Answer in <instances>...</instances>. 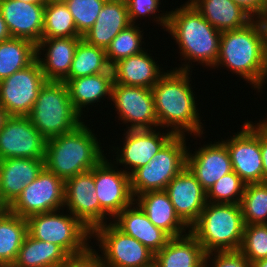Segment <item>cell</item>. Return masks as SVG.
I'll list each match as a JSON object with an SVG mask.
<instances>
[{
    "mask_svg": "<svg viewBox=\"0 0 267 267\" xmlns=\"http://www.w3.org/2000/svg\"><path fill=\"white\" fill-rule=\"evenodd\" d=\"M185 135H174L148 164L130 174L134 199L145 192L165 190L168 183L186 167Z\"/></svg>",
    "mask_w": 267,
    "mask_h": 267,
    "instance_id": "obj_8",
    "label": "cell"
},
{
    "mask_svg": "<svg viewBox=\"0 0 267 267\" xmlns=\"http://www.w3.org/2000/svg\"><path fill=\"white\" fill-rule=\"evenodd\" d=\"M93 236L100 242L103 255L99 256L105 267H150L154 264V253L119 230L112 221L96 227Z\"/></svg>",
    "mask_w": 267,
    "mask_h": 267,
    "instance_id": "obj_9",
    "label": "cell"
},
{
    "mask_svg": "<svg viewBox=\"0 0 267 267\" xmlns=\"http://www.w3.org/2000/svg\"><path fill=\"white\" fill-rule=\"evenodd\" d=\"M260 149L263 164V183H267V124L260 121Z\"/></svg>",
    "mask_w": 267,
    "mask_h": 267,
    "instance_id": "obj_43",
    "label": "cell"
},
{
    "mask_svg": "<svg viewBox=\"0 0 267 267\" xmlns=\"http://www.w3.org/2000/svg\"><path fill=\"white\" fill-rule=\"evenodd\" d=\"M36 59V45L27 39L11 37L0 42V81L30 65Z\"/></svg>",
    "mask_w": 267,
    "mask_h": 267,
    "instance_id": "obj_32",
    "label": "cell"
},
{
    "mask_svg": "<svg viewBox=\"0 0 267 267\" xmlns=\"http://www.w3.org/2000/svg\"><path fill=\"white\" fill-rule=\"evenodd\" d=\"M252 267H267V258L260 259L252 263Z\"/></svg>",
    "mask_w": 267,
    "mask_h": 267,
    "instance_id": "obj_48",
    "label": "cell"
},
{
    "mask_svg": "<svg viewBox=\"0 0 267 267\" xmlns=\"http://www.w3.org/2000/svg\"><path fill=\"white\" fill-rule=\"evenodd\" d=\"M164 191L176 214L190 228L207 203V191L187 167L168 183Z\"/></svg>",
    "mask_w": 267,
    "mask_h": 267,
    "instance_id": "obj_17",
    "label": "cell"
},
{
    "mask_svg": "<svg viewBox=\"0 0 267 267\" xmlns=\"http://www.w3.org/2000/svg\"><path fill=\"white\" fill-rule=\"evenodd\" d=\"M213 259L211 256H213ZM213 260L212 267H252L245 256L238 251H214L205 254V263Z\"/></svg>",
    "mask_w": 267,
    "mask_h": 267,
    "instance_id": "obj_40",
    "label": "cell"
},
{
    "mask_svg": "<svg viewBox=\"0 0 267 267\" xmlns=\"http://www.w3.org/2000/svg\"><path fill=\"white\" fill-rule=\"evenodd\" d=\"M189 64H182L183 67L169 72L167 70L151 89L159 127L170 126V131L175 135H185L188 131V134L200 137L204 133L189 84Z\"/></svg>",
    "mask_w": 267,
    "mask_h": 267,
    "instance_id": "obj_1",
    "label": "cell"
},
{
    "mask_svg": "<svg viewBox=\"0 0 267 267\" xmlns=\"http://www.w3.org/2000/svg\"><path fill=\"white\" fill-rule=\"evenodd\" d=\"M44 159L8 158L0 160V203L8 208L23 189L44 168Z\"/></svg>",
    "mask_w": 267,
    "mask_h": 267,
    "instance_id": "obj_21",
    "label": "cell"
},
{
    "mask_svg": "<svg viewBox=\"0 0 267 267\" xmlns=\"http://www.w3.org/2000/svg\"><path fill=\"white\" fill-rule=\"evenodd\" d=\"M131 24L125 2L107 0L94 25L82 36L89 45L107 49L111 41Z\"/></svg>",
    "mask_w": 267,
    "mask_h": 267,
    "instance_id": "obj_24",
    "label": "cell"
},
{
    "mask_svg": "<svg viewBox=\"0 0 267 267\" xmlns=\"http://www.w3.org/2000/svg\"><path fill=\"white\" fill-rule=\"evenodd\" d=\"M255 19H257L263 26L267 23V0H264L263 7Z\"/></svg>",
    "mask_w": 267,
    "mask_h": 267,
    "instance_id": "obj_46",
    "label": "cell"
},
{
    "mask_svg": "<svg viewBox=\"0 0 267 267\" xmlns=\"http://www.w3.org/2000/svg\"><path fill=\"white\" fill-rule=\"evenodd\" d=\"M124 144L115 153L116 162L127 166L130 175L137 168L148 164L152 157L175 135L169 131L167 133L156 132L155 129H139L126 131ZM165 134V135H164ZM129 165V166H128ZM129 167V169H128Z\"/></svg>",
    "mask_w": 267,
    "mask_h": 267,
    "instance_id": "obj_19",
    "label": "cell"
},
{
    "mask_svg": "<svg viewBox=\"0 0 267 267\" xmlns=\"http://www.w3.org/2000/svg\"><path fill=\"white\" fill-rule=\"evenodd\" d=\"M159 66L146 50L142 51L116 62L111 67L113 82L151 89L165 73Z\"/></svg>",
    "mask_w": 267,
    "mask_h": 267,
    "instance_id": "obj_25",
    "label": "cell"
},
{
    "mask_svg": "<svg viewBox=\"0 0 267 267\" xmlns=\"http://www.w3.org/2000/svg\"><path fill=\"white\" fill-rule=\"evenodd\" d=\"M82 37L75 21L63 0H50L44 9L42 39Z\"/></svg>",
    "mask_w": 267,
    "mask_h": 267,
    "instance_id": "obj_34",
    "label": "cell"
},
{
    "mask_svg": "<svg viewBox=\"0 0 267 267\" xmlns=\"http://www.w3.org/2000/svg\"><path fill=\"white\" fill-rule=\"evenodd\" d=\"M28 234L27 220L5 208L0 213V267H11Z\"/></svg>",
    "mask_w": 267,
    "mask_h": 267,
    "instance_id": "obj_31",
    "label": "cell"
},
{
    "mask_svg": "<svg viewBox=\"0 0 267 267\" xmlns=\"http://www.w3.org/2000/svg\"><path fill=\"white\" fill-rule=\"evenodd\" d=\"M134 204L135 202L117 214L113 218V224L155 254L165 247L171 237L153 225L139 205L136 203V206H133Z\"/></svg>",
    "mask_w": 267,
    "mask_h": 267,
    "instance_id": "obj_23",
    "label": "cell"
},
{
    "mask_svg": "<svg viewBox=\"0 0 267 267\" xmlns=\"http://www.w3.org/2000/svg\"><path fill=\"white\" fill-rule=\"evenodd\" d=\"M81 40L82 37L48 38L36 44V59L47 81L63 82L68 77L76 47ZM44 49L46 59H41L40 50Z\"/></svg>",
    "mask_w": 267,
    "mask_h": 267,
    "instance_id": "obj_22",
    "label": "cell"
},
{
    "mask_svg": "<svg viewBox=\"0 0 267 267\" xmlns=\"http://www.w3.org/2000/svg\"><path fill=\"white\" fill-rule=\"evenodd\" d=\"M109 1H120V2H127L128 0H109Z\"/></svg>",
    "mask_w": 267,
    "mask_h": 267,
    "instance_id": "obj_52",
    "label": "cell"
},
{
    "mask_svg": "<svg viewBox=\"0 0 267 267\" xmlns=\"http://www.w3.org/2000/svg\"><path fill=\"white\" fill-rule=\"evenodd\" d=\"M245 225L267 224V183H248L240 203Z\"/></svg>",
    "mask_w": 267,
    "mask_h": 267,
    "instance_id": "obj_35",
    "label": "cell"
},
{
    "mask_svg": "<svg viewBox=\"0 0 267 267\" xmlns=\"http://www.w3.org/2000/svg\"><path fill=\"white\" fill-rule=\"evenodd\" d=\"M112 165L104 157L94 167L95 193L100 207L109 215V218L115 217L135 202L128 171H115L117 167L114 169Z\"/></svg>",
    "mask_w": 267,
    "mask_h": 267,
    "instance_id": "obj_16",
    "label": "cell"
},
{
    "mask_svg": "<svg viewBox=\"0 0 267 267\" xmlns=\"http://www.w3.org/2000/svg\"><path fill=\"white\" fill-rule=\"evenodd\" d=\"M158 15V20L154 21L174 37L185 62L193 60L214 67L219 56L221 32L209 24L189 1L174 11Z\"/></svg>",
    "mask_w": 267,
    "mask_h": 267,
    "instance_id": "obj_3",
    "label": "cell"
},
{
    "mask_svg": "<svg viewBox=\"0 0 267 267\" xmlns=\"http://www.w3.org/2000/svg\"><path fill=\"white\" fill-rule=\"evenodd\" d=\"M100 73H113L107 62L105 49L89 45L82 39L76 47L66 79H76Z\"/></svg>",
    "mask_w": 267,
    "mask_h": 267,
    "instance_id": "obj_33",
    "label": "cell"
},
{
    "mask_svg": "<svg viewBox=\"0 0 267 267\" xmlns=\"http://www.w3.org/2000/svg\"><path fill=\"white\" fill-rule=\"evenodd\" d=\"M265 124H267V118H266V120H262Z\"/></svg>",
    "mask_w": 267,
    "mask_h": 267,
    "instance_id": "obj_54",
    "label": "cell"
},
{
    "mask_svg": "<svg viewBox=\"0 0 267 267\" xmlns=\"http://www.w3.org/2000/svg\"><path fill=\"white\" fill-rule=\"evenodd\" d=\"M245 186L246 183L232 171L218 179L207 190V202L240 205Z\"/></svg>",
    "mask_w": 267,
    "mask_h": 267,
    "instance_id": "obj_37",
    "label": "cell"
},
{
    "mask_svg": "<svg viewBox=\"0 0 267 267\" xmlns=\"http://www.w3.org/2000/svg\"><path fill=\"white\" fill-rule=\"evenodd\" d=\"M160 4V0H128L126 5L131 24H134L138 17L156 15Z\"/></svg>",
    "mask_w": 267,
    "mask_h": 267,
    "instance_id": "obj_41",
    "label": "cell"
},
{
    "mask_svg": "<svg viewBox=\"0 0 267 267\" xmlns=\"http://www.w3.org/2000/svg\"><path fill=\"white\" fill-rule=\"evenodd\" d=\"M143 31L135 24H130L127 28L123 29L110 43L105 50L106 59L110 67L116 62L138 54L144 50L142 46Z\"/></svg>",
    "mask_w": 267,
    "mask_h": 267,
    "instance_id": "obj_36",
    "label": "cell"
},
{
    "mask_svg": "<svg viewBox=\"0 0 267 267\" xmlns=\"http://www.w3.org/2000/svg\"><path fill=\"white\" fill-rule=\"evenodd\" d=\"M87 125L47 140L44 166L64 181L91 170L104 157V150Z\"/></svg>",
    "mask_w": 267,
    "mask_h": 267,
    "instance_id": "obj_4",
    "label": "cell"
},
{
    "mask_svg": "<svg viewBox=\"0 0 267 267\" xmlns=\"http://www.w3.org/2000/svg\"><path fill=\"white\" fill-rule=\"evenodd\" d=\"M64 206L90 231L105 224L109 216L95 193L94 167L65 180ZM107 215V216H106Z\"/></svg>",
    "mask_w": 267,
    "mask_h": 267,
    "instance_id": "obj_14",
    "label": "cell"
},
{
    "mask_svg": "<svg viewBox=\"0 0 267 267\" xmlns=\"http://www.w3.org/2000/svg\"><path fill=\"white\" fill-rule=\"evenodd\" d=\"M74 18L77 32L83 36L96 22L107 0H63Z\"/></svg>",
    "mask_w": 267,
    "mask_h": 267,
    "instance_id": "obj_39",
    "label": "cell"
},
{
    "mask_svg": "<svg viewBox=\"0 0 267 267\" xmlns=\"http://www.w3.org/2000/svg\"><path fill=\"white\" fill-rule=\"evenodd\" d=\"M239 251L251 264L267 258V224L245 225Z\"/></svg>",
    "mask_w": 267,
    "mask_h": 267,
    "instance_id": "obj_38",
    "label": "cell"
},
{
    "mask_svg": "<svg viewBox=\"0 0 267 267\" xmlns=\"http://www.w3.org/2000/svg\"><path fill=\"white\" fill-rule=\"evenodd\" d=\"M27 117L46 140L69 133L83 123L72 105L66 83L56 81L42 86Z\"/></svg>",
    "mask_w": 267,
    "mask_h": 267,
    "instance_id": "obj_6",
    "label": "cell"
},
{
    "mask_svg": "<svg viewBox=\"0 0 267 267\" xmlns=\"http://www.w3.org/2000/svg\"><path fill=\"white\" fill-rule=\"evenodd\" d=\"M46 82L35 59L27 67L0 81V105L8 116H27Z\"/></svg>",
    "mask_w": 267,
    "mask_h": 267,
    "instance_id": "obj_11",
    "label": "cell"
},
{
    "mask_svg": "<svg viewBox=\"0 0 267 267\" xmlns=\"http://www.w3.org/2000/svg\"><path fill=\"white\" fill-rule=\"evenodd\" d=\"M208 265H210V264H208V263H204V267H209Z\"/></svg>",
    "mask_w": 267,
    "mask_h": 267,
    "instance_id": "obj_53",
    "label": "cell"
},
{
    "mask_svg": "<svg viewBox=\"0 0 267 267\" xmlns=\"http://www.w3.org/2000/svg\"><path fill=\"white\" fill-rule=\"evenodd\" d=\"M8 117L5 109L0 105V129L5 121V119Z\"/></svg>",
    "mask_w": 267,
    "mask_h": 267,
    "instance_id": "obj_47",
    "label": "cell"
},
{
    "mask_svg": "<svg viewBox=\"0 0 267 267\" xmlns=\"http://www.w3.org/2000/svg\"><path fill=\"white\" fill-rule=\"evenodd\" d=\"M46 143L27 116H8L0 129V160L44 159Z\"/></svg>",
    "mask_w": 267,
    "mask_h": 267,
    "instance_id": "obj_13",
    "label": "cell"
},
{
    "mask_svg": "<svg viewBox=\"0 0 267 267\" xmlns=\"http://www.w3.org/2000/svg\"><path fill=\"white\" fill-rule=\"evenodd\" d=\"M27 3H46L45 0H20Z\"/></svg>",
    "mask_w": 267,
    "mask_h": 267,
    "instance_id": "obj_49",
    "label": "cell"
},
{
    "mask_svg": "<svg viewBox=\"0 0 267 267\" xmlns=\"http://www.w3.org/2000/svg\"><path fill=\"white\" fill-rule=\"evenodd\" d=\"M218 31L245 27L254 18L232 0H188Z\"/></svg>",
    "mask_w": 267,
    "mask_h": 267,
    "instance_id": "obj_28",
    "label": "cell"
},
{
    "mask_svg": "<svg viewBox=\"0 0 267 267\" xmlns=\"http://www.w3.org/2000/svg\"><path fill=\"white\" fill-rule=\"evenodd\" d=\"M62 267H105L93 247L85 254L71 257Z\"/></svg>",
    "mask_w": 267,
    "mask_h": 267,
    "instance_id": "obj_42",
    "label": "cell"
},
{
    "mask_svg": "<svg viewBox=\"0 0 267 267\" xmlns=\"http://www.w3.org/2000/svg\"><path fill=\"white\" fill-rule=\"evenodd\" d=\"M194 153L187 150L186 167L206 191L222 176L233 171L228 149L222 141L203 145Z\"/></svg>",
    "mask_w": 267,
    "mask_h": 267,
    "instance_id": "obj_20",
    "label": "cell"
},
{
    "mask_svg": "<svg viewBox=\"0 0 267 267\" xmlns=\"http://www.w3.org/2000/svg\"><path fill=\"white\" fill-rule=\"evenodd\" d=\"M135 201L150 222L161 228L170 237L182 236L186 233L187 228L190 229L176 214L175 208L164 190L145 192L138 195Z\"/></svg>",
    "mask_w": 267,
    "mask_h": 267,
    "instance_id": "obj_26",
    "label": "cell"
},
{
    "mask_svg": "<svg viewBox=\"0 0 267 267\" xmlns=\"http://www.w3.org/2000/svg\"><path fill=\"white\" fill-rule=\"evenodd\" d=\"M5 209V207L0 203V213Z\"/></svg>",
    "mask_w": 267,
    "mask_h": 267,
    "instance_id": "obj_51",
    "label": "cell"
},
{
    "mask_svg": "<svg viewBox=\"0 0 267 267\" xmlns=\"http://www.w3.org/2000/svg\"><path fill=\"white\" fill-rule=\"evenodd\" d=\"M70 258L60 246L27 234L11 267H62Z\"/></svg>",
    "mask_w": 267,
    "mask_h": 267,
    "instance_id": "obj_30",
    "label": "cell"
},
{
    "mask_svg": "<svg viewBox=\"0 0 267 267\" xmlns=\"http://www.w3.org/2000/svg\"><path fill=\"white\" fill-rule=\"evenodd\" d=\"M60 210L62 209L28 217V234L35 239L60 246L70 257L87 253L92 247L88 245L92 231L71 213L64 215Z\"/></svg>",
    "mask_w": 267,
    "mask_h": 267,
    "instance_id": "obj_7",
    "label": "cell"
},
{
    "mask_svg": "<svg viewBox=\"0 0 267 267\" xmlns=\"http://www.w3.org/2000/svg\"><path fill=\"white\" fill-rule=\"evenodd\" d=\"M229 152L233 171L246 183H263V164L260 149V121L244 123L242 130L229 140L222 141Z\"/></svg>",
    "mask_w": 267,
    "mask_h": 267,
    "instance_id": "obj_12",
    "label": "cell"
},
{
    "mask_svg": "<svg viewBox=\"0 0 267 267\" xmlns=\"http://www.w3.org/2000/svg\"><path fill=\"white\" fill-rule=\"evenodd\" d=\"M239 6H241L247 13H249L254 19L259 15L264 0H232Z\"/></svg>",
    "mask_w": 267,
    "mask_h": 267,
    "instance_id": "obj_44",
    "label": "cell"
},
{
    "mask_svg": "<svg viewBox=\"0 0 267 267\" xmlns=\"http://www.w3.org/2000/svg\"><path fill=\"white\" fill-rule=\"evenodd\" d=\"M65 181L45 167L7 208L22 218L64 209Z\"/></svg>",
    "mask_w": 267,
    "mask_h": 267,
    "instance_id": "obj_10",
    "label": "cell"
},
{
    "mask_svg": "<svg viewBox=\"0 0 267 267\" xmlns=\"http://www.w3.org/2000/svg\"><path fill=\"white\" fill-rule=\"evenodd\" d=\"M11 34L7 28L6 22L4 18L2 17L1 11H0V42L7 40L11 38Z\"/></svg>",
    "mask_w": 267,
    "mask_h": 267,
    "instance_id": "obj_45",
    "label": "cell"
},
{
    "mask_svg": "<svg viewBox=\"0 0 267 267\" xmlns=\"http://www.w3.org/2000/svg\"><path fill=\"white\" fill-rule=\"evenodd\" d=\"M171 237L165 247L154 254L156 267H204L205 252L190 230Z\"/></svg>",
    "mask_w": 267,
    "mask_h": 267,
    "instance_id": "obj_27",
    "label": "cell"
},
{
    "mask_svg": "<svg viewBox=\"0 0 267 267\" xmlns=\"http://www.w3.org/2000/svg\"><path fill=\"white\" fill-rule=\"evenodd\" d=\"M265 31H266V44H267V23L264 25Z\"/></svg>",
    "mask_w": 267,
    "mask_h": 267,
    "instance_id": "obj_50",
    "label": "cell"
},
{
    "mask_svg": "<svg viewBox=\"0 0 267 267\" xmlns=\"http://www.w3.org/2000/svg\"><path fill=\"white\" fill-rule=\"evenodd\" d=\"M45 4L0 0V11L11 36L36 45L42 39Z\"/></svg>",
    "mask_w": 267,
    "mask_h": 267,
    "instance_id": "obj_18",
    "label": "cell"
},
{
    "mask_svg": "<svg viewBox=\"0 0 267 267\" xmlns=\"http://www.w3.org/2000/svg\"><path fill=\"white\" fill-rule=\"evenodd\" d=\"M110 100L115 104L119 119L131 123L127 129L158 128L152 89L113 82Z\"/></svg>",
    "mask_w": 267,
    "mask_h": 267,
    "instance_id": "obj_15",
    "label": "cell"
},
{
    "mask_svg": "<svg viewBox=\"0 0 267 267\" xmlns=\"http://www.w3.org/2000/svg\"><path fill=\"white\" fill-rule=\"evenodd\" d=\"M245 222L239 204L207 202L200 217L190 227V233L205 253L214 251H238Z\"/></svg>",
    "mask_w": 267,
    "mask_h": 267,
    "instance_id": "obj_5",
    "label": "cell"
},
{
    "mask_svg": "<svg viewBox=\"0 0 267 267\" xmlns=\"http://www.w3.org/2000/svg\"><path fill=\"white\" fill-rule=\"evenodd\" d=\"M69 97L74 109L83 115L82 108L92 105L108 95L111 99V89L113 84V73H100L79 77L76 79H65Z\"/></svg>",
    "mask_w": 267,
    "mask_h": 267,
    "instance_id": "obj_29",
    "label": "cell"
},
{
    "mask_svg": "<svg viewBox=\"0 0 267 267\" xmlns=\"http://www.w3.org/2000/svg\"><path fill=\"white\" fill-rule=\"evenodd\" d=\"M227 67L261 90L267 81L266 31L258 20L245 27L221 32L219 56L214 67Z\"/></svg>",
    "mask_w": 267,
    "mask_h": 267,
    "instance_id": "obj_2",
    "label": "cell"
}]
</instances>
